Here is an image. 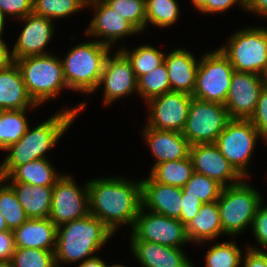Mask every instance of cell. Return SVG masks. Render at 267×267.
Masks as SVG:
<instances>
[{
  "mask_svg": "<svg viewBox=\"0 0 267 267\" xmlns=\"http://www.w3.org/2000/svg\"><path fill=\"white\" fill-rule=\"evenodd\" d=\"M89 212L113 233L118 226L133 228L142 207V184L126 178L92 179L87 182Z\"/></svg>",
  "mask_w": 267,
  "mask_h": 267,
  "instance_id": "6da1fadb",
  "label": "cell"
},
{
  "mask_svg": "<svg viewBox=\"0 0 267 267\" xmlns=\"http://www.w3.org/2000/svg\"><path fill=\"white\" fill-rule=\"evenodd\" d=\"M86 102L79 104L74 109L52 115L48 120L40 123L33 129H27L25 135L15 144L10 145L5 151L9 155L0 164V178L9 176L18 166L27 164L36 159H48L44 155L55 147L59 138L74 122L78 113L84 109Z\"/></svg>",
  "mask_w": 267,
  "mask_h": 267,
  "instance_id": "7a4b0ae2",
  "label": "cell"
},
{
  "mask_svg": "<svg viewBox=\"0 0 267 267\" xmlns=\"http://www.w3.org/2000/svg\"><path fill=\"white\" fill-rule=\"evenodd\" d=\"M113 235V231L92 214L57 227L54 252L57 267L59 262L75 263L94 257Z\"/></svg>",
  "mask_w": 267,
  "mask_h": 267,
  "instance_id": "3957f363",
  "label": "cell"
},
{
  "mask_svg": "<svg viewBox=\"0 0 267 267\" xmlns=\"http://www.w3.org/2000/svg\"><path fill=\"white\" fill-rule=\"evenodd\" d=\"M111 47L97 40L79 43L62 61L63 76L69 89L92 93L98 89Z\"/></svg>",
  "mask_w": 267,
  "mask_h": 267,
  "instance_id": "277c9868",
  "label": "cell"
},
{
  "mask_svg": "<svg viewBox=\"0 0 267 267\" xmlns=\"http://www.w3.org/2000/svg\"><path fill=\"white\" fill-rule=\"evenodd\" d=\"M15 63L21 71L30 97L38 106L45 100L58 97L63 88H68L61 58L51 54L37 55L17 59Z\"/></svg>",
  "mask_w": 267,
  "mask_h": 267,
  "instance_id": "5b68a950",
  "label": "cell"
},
{
  "mask_svg": "<svg viewBox=\"0 0 267 267\" xmlns=\"http://www.w3.org/2000/svg\"><path fill=\"white\" fill-rule=\"evenodd\" d=\"M247 183L244 178L237 184L223 187L217 200L225 235L241 233L250 226L262 202L258 190Z\"/></svg>",
  "mask_w": 267,
  "mask_h": 267,
  "instance_id": "8992f818",
  "label": "cell"
},
{
  "mask_svg": "<svg viewBox=\"0 0 267 267\" xmlns=\"http://www.w3.org/2000/svg\"><path fill=\"white\" fill-rule=\"evenodd\" d=\"M230 61L235 71L261 75L267 68V28L238 30L218 48Z\"/></svg>",
  "mask_w": 267,
  "mask_h": 267,
  "instance_id": "52a82bcc",
  "label": "cell"
},
{
  "mask_svg": "<svg viewBox=\"0 0 267 267\" xmlns=\"http://www.w3.org/2000/svg\"><path fill=\"white\" fill-rule=\"evenodd\" d=\"M234 71L230 61L219 49L208 52L199 60L192 97L224 105Z\"/></svg>",
  "mask_w": 267,
  "mask_h": 267,
  "instance_id": "ba28073f",
  "label": "cell"
},
{
  "mask_svg": "<svg viewBox=\"0 0 267 267\" xmlns=\"http://www.w3.org/2000/svg\"><path fill=\"white\" fill-rule=\"evenodd\" d=\"M259 136L249 119H230L215 142L222 155L243 178L250 177L246 168Z\"/></svg>",
  "mask_w": 267,
  "mask_h": 267,
  "instance_id": "9c48e42d",
  "label": "cell"
},
{
  "mask_svg": "<svg viewBox=\"0 0 267 267\" xmlns=\"http://www.w3.org/2000/svg\"><path fill=\"white\" fill-rule=\"evenodd\" d=\"M229 120L225 105L192 98L182 134L190 146L215 143Z\"/></svg>",
  "mask_w": 267,
  "mask_h": 267,
  "instance_id": "30bf717a",
  "label": "cell"
},
{
  "mask_svg": "<svg viewBox=\"0 0 267 267\" xmlns=\"http://www.w3.org/2000/svg\"><path fill=\"white\" fill-rule=\"evenodd\" d=\"M132 235L140 241H148L173 248H182L188 240L185 225L175 218L144 211L142 206L132 228Z\"/></svg>",
  "mask_w": 267,
  "mask_h": 267,
  "instance_id": "8fae6325",
  "label": "cell"
},
{
  "mask_svg": "<svg viewBox=\"0 0 267 267\" xmlns=\"http://www.w3.org/2000/svg\"><path fill=\"white\" fill-rule=\"evenodd\" d=\"M80 189L70 175H63L53 186L49 219L57 226L83 218L89 212L87 183Z\"/></svg>",
  "mask_w": 267,
  "mask_h": 267,
  "instance_id": "7c38bea8",
  "label": "cell"
},
{
  "mask_svg": "<svg viewBox=\"0 0 267 267\" xmlns=\"http://www.w3.org/2000/svg\"><path fill=\"white\" fill-rule=\"evenodd\" d=\"M192 98V95L171 91L150 99L147 101L151 109L146 126L182 133Z\"/></svg>",
  "mask_w": 267,
  "mask_h": 267,
  "instance_id": "4fadbf2b",
  "label": "cell"
},
{
  "mask_svg": "<svg viewBox=\"0 0 267 267\" xmlns=\"http://www.w3.org/2000/svg\"><path fill=\"white\" fill-rule=\"evenodd\" d=\"M262 89L261 75L234 71L224 104L230 119H250Z\"/></svg>",
  "mask_w": 267,
  "mask_h": 267,
  "instance_id": "5bb4252c",
  "label": "cell"
},
{
  "mask_svg": "<svg viewBox=\"0 0 267 267\" xmlns=\"http://www.w3.org/2000/svg\"><path fill=\"white\" fill-rule=\"evenodd\" d=\"M189 156L194 172L216 180L223 187L237 184L244 179L222 155L215 143L192 145Z\"/></svg>",
  "mask_w": 267,
  "mask_h": 267,
  "instance_id": "9a60e30c",
  "label": "cell"
},
{
  "mask_svg": "<svg viewBox=\"0 0 267 267\" xmlns=\"http://www.w3.org/2000/svg\"><path fill=\"white\" fill-rule=\"evenodd\" d=\"M104 85V105L137 91V78L127 57L120 51L107 56L98 88ZM135 90V91H134Z\"/></svg>",
  "mask_w": 267,
  "mask_h": 267,
  "instance_id": "2e32d148",
  "label": "cell"
},
{
  "mask_svg": "<svg viewBox=\"0 0 267 267\" xmlns=\"http://www.w3.org/2000/svg\"><path fill=\"white\" fill-rule=\"evenodd\" d=\"M95 7V15L86 30V34L104 37L98 40L109 47L124 36L140 33L129 21L109 7L103 0H89L86 6ZM107 38V39H106Z\"/></svg>",
  "mask_w": 267,
  "mask_h": 267,
  "instance_id": "e0dca14e",
  "label": "cell"
},
{
  "mask_svg": "<svg viewBox=\"0 0 267 267\" xmlns=\"http://www.w3.org/2000/svg\"><path fill=\"white\" fill-rule=\"evenodd\" d=\"M26 24L11 52L13 61L28 56L47 55L46 45L54 33L52 20L31 13L21 18Z\"/></svg>",
  "mask_w": 267,
  "mask_h": 267,
  "instance_id": "ac0fdd59",
  "label": "cell"
},
{
  "mask_svg": "<svg viewBox=\"0 0 267 267\" xmlns=\"http://www.w3.org/2000/svg\"><path fill=\"white\" fill-rule=\"evenodd\" d=\"M142 206L151 212L179 219L182 211V188L164 185L150 176L141 180Z\"/></svg>",
  "mask_w": 267,
  "mask_h": 267,
  "instance_id": "d6986e66",
  "label": "cell"
},
{
  "mask_svg": "<svg viewBox=\"0 0 267 267\" xmlns=\"http://www.w3.org/2000/svg\"><path fill=\"white\" fill-rule=\"evenodd\" d=\"M131 251L142 267H194L181 248L137 240L131 234Z\"/></svg>",
  "mask_w": 267,
  "mask_h": 267,
  "instance_id": "ffe728a7",
  "label": "cell"
},
{
  "mask_svg": "<svg viewBox=\"0 0 267 267\" xmlns=\"http://www.w3.org/2000/svg\"><path fill=\"white\" fill-rule=\"evenodd\" d=\"M143 134L145 142L156 159L154 166L165 161L181 160L189 156L190 145L180 132L157 130L145 126Z\"/></svg>",
  "mask_w": 267,
  "mask_h": 267,
  "instance_id": "44dd1931",
  "label": "cell"
},
{
  "mask_svg": "<svg viewBox=\"0 0 267 267\" xmlns=\"http://www.w3.org/2000/svg\"><path fill=\"white\" fill-rule=\"evenodd\" d=\"M37 107L30 97L21 71L17 64L12 62L0 69V110H23Z\"/></svg>",
  "mask_w": 267,
  "mask_h": 267,
  "instance_id": "7402d4cb",
  "label": "cell"
},
{
  "mask_svg": "<svg viewBox=\"0 0 267 267\" xmlns=\"http://www.w3.org/2000/svg\"><path fill=\"white\" fill-rule=\"evenodd\" d=\"M164 63L171 91L193 95L199 66V61H196L193 54L185 49H175L165 56Z\"/></svg>",
  "mask_w": 267,
  "mask_h": 267,
  "instance_id": "603a6c76",
  "label": "cell"
},
{
  "mask_svg": "<svg viewBox=\"0 0 267 267\" xmlns=\"http://www.w3.org/2000/svg\"><path fill=\"white\" fill-rule=\"evenodd\" d=\"M15 246L55 252L57 226L49 219H27L13 230Z\"/></svg>",
  "mask_w": 267,
  "mask_h": 267,
  "instance_id": "cb8c5ba5",
  "label": "cell"
},
{
  "mask_svg": "<svg viewBox=\"0 0 267 267\" xmlns=\"http://www.w3.org/2000/svg\"><path fill=\"white\" fill-rule=\"evenodd\" d=\"M188 240L200 244L223 233L217 201L203 203L197 215L185 225Z\"/></svg>",
  "mask_w": 267,
  "mask_h": 267,
  "instance_id": "d4e9b609",
  "label": "cell"
},
{
  "mask_svg": "<svg viewBox=\"0 0 267 267\" xmlns=\"http://www.w3.org/2000/svg\"><path fill=\"white\" fill-rule=\"evenodd\" d=\"M15 191L28 219L49 218L53 187H42L24 183H9Z\"/></svg>",
  "mask_w": 267,
  "mask_h": 267,
  "instance_id": "484cf974",
  "label": "cell"
},
{
  "mask_svg": "<svg viewBox=\"0 0 267 267\" xmlns=\"http://www.w3.org/2000/svg\"><path fill=\"white\" fill-rule=\"evenodd\" d=\"M63 175H57L55 168L48 159H36L18 166L9 176L3 178L11 180L9 183H24L31 186L53 187Z\"/></svg>",
  "mask_w": 267,
  "mask_h": 267,
  "instance_id": "4316f807",
  "label": "cell"
},
{
  "mask_svg": "<svg viewBox=\"0 0 267 267\" xmlns=\"http://www.w3.org/2000/svg\"><path fill=\"white\" fill-rule=\"evenodd\" d=\"M194 173L190 156L181 160L165 161L153 166L150 177L161 184L182 188Z\"/></svg>",
  "mask_w": 267,
  "mask_h": 267,
  "instance_id": "83f0119b",
  "label": "cell"
},
{
  "mask_svg": "<svg viewBox=\"0 0 267 267\" xmlns=\"http://www.w3.org/2000/svg\"><path fill=\"white\" fill-rule=\"evenodd\" d=\"M27 109L0 110V149L18 142L28 129Z\"/></svg>",
  "mask_w": 267,
  "mask_h": 267,
  "instance_id": "f1b7e54d",
  "label": "cell"
},
{
  "mask_svg": "<svg viewBox=\"0 0 267 267\" xmlns=\"http://www.w3.org/2000/svg\"><path fill=\"white\" fill-rule=\"evenodd\" d=\"M120 51L130 61L137 79L162 65L166 56L165 53L148 44L139 46L132 52L127 51L126 48H121Z\"/></svg>",
  "mask_w": 267,
  "mask_h": 267,
  "instance_id": "f546056e",
  "label": "cell"
},
{
  "mask_svg": "<svg viewBox=\"0 0 267 267\" xmlns=\"http://www.w3.org/2000/svg\"><path fill=\"white\" fill-rule=\"evenodd\" d=\"M0 178V212L9 230L20 227L27 219L26 213L18 201L13 188ZM4 183V184H3Z\"/></svg>",
  "mask_w": 267,
  "mask_h": 267,
  "instance_id": "4dcf8cb0",
  "label": "cell"
},
{
  "mask_svg": "<svg viewBox=\"0 0 267 267\" xmlns=\"http://www.w3.org/2000/svg\"><path fill=\"white\" fill-rule=\"evenodd\" d=\"M168 92H171V89L165 63L137 79V93L144 97L146 102Z\"/></svg>",
  "mask_w": 267,
  "mask_h": 267,
  "instance_id": "1f68e13d",
  "label": "cell"
},
{
  "mask_svg": "<svg viewBox=\"0 0 267 267\" xmlns=\"http://www.w3.org/2000/svg\"><path fill=\"white\" fill-rule=\"evenodd\" d=\"M146 26L148 23L158 27H167L176 22L179 6L176 0H145Z\"/></svg>",
  "mask_w": 267,
  "mask_h": 267,
  "instance_id": "d6a6232c",
  "label": "cell"
},
{
  "mask_svg": "<svg viewBox=\"0 0 267 267\" xmlns=\"http://www.w3.org/2000/svg\"><path fill=\"white\" fill-rule=\"evenodd\" d=\"M86 0H33V13L54 20L65 18L86 7Z\"/></svg>",
  "mask_w": 267,
  "mask_h": 267,
  "instance_id": "836d02e7",
  "label": "cell"
},
{
  "mask_svg": "<svg viewBox=\"0 0 267 267\" xmlns=\"http://www.w3.org/2000/svg\"><path fill=\"white\" fill-rule=\"evenodd\" d=\"M223 186L203 174L194 172L190 180L182 187L187 196L197 197L202 203L217 201Z\"/></svg>",
  "mask_w": 267,
  "mask_h": 267,
  "instance_id": "e575fe53",
  "label": "cell"
},
{
  "mask_svg": "<svg viewBox=\"0 0 267 267\" xmlns=\"http://www.w3.org/2000/svg\"><path fill=\"white\" fill-rule=\"evenodd\" d=\"M242 252L236 242L216 243L206 254V267H239Z\"/></svg>",
  "mask_w": 267,
  "mask_h": 267,
  "instance_id": "d590c367",
  "label": "cell"
},
{
  "mask_svg": "<svg viewBox=\"0 0 267 267\" xmlns=\"http://www.w3.org/2000/svg\"><path fill=\"white\" fill-rule=\"evenodd\" d=\"M10 262L13 267H57L54 252L38 248L16 247Z\"/></svg>",
  "mask_w": 267,
  "mask_h": 267,
  "instance_id": "8d00e7d4",
  "label": "cell"
},
{
  "mask_svg": "<svg viewBox=\"0 0 267 267\" xmlns=\"http://www.w3.org/2000/svg\"><path fill=\"white\" fill-rule=\"evenodd\" d=\"M109 7L129 21L139 32L146 27L145 0H103Z\"/></svg>",
  "mask_w": 267,
  "mask_h": 267,
  "instance_id": "74e56055",
  "label": "cell"
},
{
  "mask_svg": "<svg viewBox=\"0 0 267 267\" xmlns=\"http://www.w3.org/2000/svg\"><path fill=\"white\" fill-rule=\"evenodd\" d=\"M267 143V90L262 89L255 112L249 119Z\"/></svg>",
  "mask_w": 267,
  "mask_h": 267,
  "instance_id": "f35d334b",
  "label": "cell"
},
{
  "mask_svg": "<svg viewBox=\"0 0 267 267\" xmlns=\"http://www.w3.org/2000/svg\"><path fill=\"white\" fill-rule=\"evenodd\" d=\"M0 12L17 19L33 13V0H0Z\"/></svg>",
  "mask_w": 267,
  "mask_h": 267,
  "instance_id": "ab89813d",
  "label": "cell"
},
{
  "mask_svg": "<svg viewBox=\"0 0 267 267\" xmlns=\"http://www.w3.org/2000/svg\"><path fill=\"white\" fill-rule=\"evenodd\" d=\"M260 203L256 215L253 218L252 229L254 236L259 245H262L264 249L267 248V206L261 207Z\"/></svg>",
  "mask_w": 267,
  "mask_h": 267,
  "instance_id": "60d3db41",
  "label": "cell"
},
{
  "mask_svg": "<svg viewBox=\"0 0 267 267\" xmlns=\"http://www.w3.org/2000/svg\"><path fill=\"white\" fill-rule=\"evenodd\" d=\"M182 201V211L179 220L186 225L197 215L203 203L197 197L187 196L184 192L182 193Z\"/></svg>",
  "mask_w": 267,
  "mask_h": 267,
  "instance_id": "b9f144b4",
  "label": "cell"
},
{
  "mask_svg": "<svg viewBox=\"0 0 267 267\" xmlns=\"http://www.w3.org/2000/svg\"><path fill=\"white\" fill-rule=\"evenodd\" d=\"M244 256V267H267V252L262 248L247 246Z\"/></svg>",
  "mask_w": 267,
  "mask_h": 267,
  "instance_id": "7bdbcfd3",
  "label": "cell"
},
{
  "mask_svg": "<svg viewBox=\"0 0 267 267\" xmlns=\"http://www.w3.org/2000/svg\"><path fill=\"white\" fill-rule=\"evenodd\" d=\"M15 249L13 231L0 232V262H10Z\"/></svg>",
  "mask_w": 267,
  "mask_h": 267,
  "instance_id": "ee69618b",
  "label": "cell"
},
{
  "mask_svg": "<svg viewBox=\"0 0 267 267\" xmlns=\"http://www.w3.org/2000/svg\"><path fill=\"white\" fill-rule=\"evenodd\" d=\"M236 3L244 8L245 0H208L207 5L200 12L205 14L220 13L231 8Z\"/></svg>",
  "mask_w": 267,
  "mask_h": 267,
  "instance_id": "f6af8a7d",
  "label": "cell"
},
{
  "mask_svg": "<svg viewBox=\"0 0 267 267\" xmlns=\"http://www.w3.org/2000/svg\"><path fill=\"white\" fill-rule=\"evenodd\" d=\"M244 9L267 17V0H245Z\"/></svg>",
  "mask_w": 267,
  "mask_h": 267,
  "instance_id": "bcb514c9",
  "label": "cell"
},
{
  "mask_svg": "<svg viewBox=\"0 0 267 267\" xmlns=\"http://www.w3.org/2000/svg\"><path fill=\"white\" fill-rule=\"evenodd\" d=\"M0 35V69L7 67L13 61L12 54Z\"/></svg>",
  "mask_w": 267,
  "mask_h": 267,
  "instance_id": "7dc6e473",
  "label": "cell"
},
{
  "mask_svg": "<svg viewBox=\"0 0 267 267\" xmlns=\"http://www.w3.org/2000/svg\"><path fill=\"white\" fill-rule=\"evenodd\" d=\"M78 267H107L102 258L99 257H91L89 259H85Z\"/></svg>",
  "mask_w": 267,
  "mask_h": 267,
  "instance_id": "c3c4849f",
  "label": "cell"
},
{
  "mask_svg": "<svg viewBox=\"0 0 267 267\" xmlns=\"http://www.w3.org/2000/svg\"><path fill=\"white\" fill-rule=\"evenodd\" d=\"M192 4L194 5L195 9L201 11L208 3V0H191Z\"/></svg>",
  "mask_w": 267,
  "mask_h": 267,
  "instance_id": "681fc988",
  "label": "cell"
},
{
  "mask_svg": "<svg viewBox=\"0 0 267 267\" xmlns=\"http://www.w3.org/2000/svg\"><path fill=\"white\" fill-rule=\"evenodd\" d=\"M8 230L9 229H8V227L6 225L5 219H4L3 215L0 212V232L8 231Z\"/></svg>",
  "mask_w": 267,
  "mask_h": 267,
  "instance_id": "f907efd6",
  "label": "cell"
},
{
  "mask_svg": "<svg viewBox=\"0 0 267 267\" xmlns=\"http://www.w3.org/2000/svg\"><path fill=\"white\" fill-rule=\"evenodd\" d=\"M263 89L267 90V68L261 74Z\"/></svg>",
  "mask_w": 267,
  "mask_h": 267,
  "instance_id": "816d5d0a",
  "label": "cell"
},
{
  "mask_svg": "<svg viewBox=\"0 0 267 267\" xmlns=\"http://www.w3.org/2000/svg\"><path fill=\"white\" fill-rule=\"evenodd\" d=\"M5 15H3L1 12H0V35L2 36L3 35V28H4V23H5Z\"/></svg>",
  "mask_w": 267,
  "mask_h": 267,
  "instance_id": "f5cc1de1",
  "label": "cell"
},
{
  "mask_svg": "<svg viewBox=\"0 0 267 267\" xmlns=\"http://www.w3.org/2000/svg\"><path fill=\"white\" fill-rule=\"evenodd\" d=\"M0 267H13L11 262H0Z\"/></svg>",
  "mask_w": 267,
  "mask_h": 267,
  "instance_id": "db71d44e",
  "label": "cell"
},
{
  "mask_svg": "<svg viewBox=\"0 0 267 267\" xmlns=\"http://www.w3.org/2000/svg\"><path fill=\"white\" fill-rule=\"evenodd\" d=\"M107 267H125V266H122V265H120V264H115V265H112V266H108V265H107Z\"/></svg>",
  "mask_w": 267,
  "mask_h": 267,
  "instance_id": "11a10c76",
  "label": "cell"
}]
</instances>
